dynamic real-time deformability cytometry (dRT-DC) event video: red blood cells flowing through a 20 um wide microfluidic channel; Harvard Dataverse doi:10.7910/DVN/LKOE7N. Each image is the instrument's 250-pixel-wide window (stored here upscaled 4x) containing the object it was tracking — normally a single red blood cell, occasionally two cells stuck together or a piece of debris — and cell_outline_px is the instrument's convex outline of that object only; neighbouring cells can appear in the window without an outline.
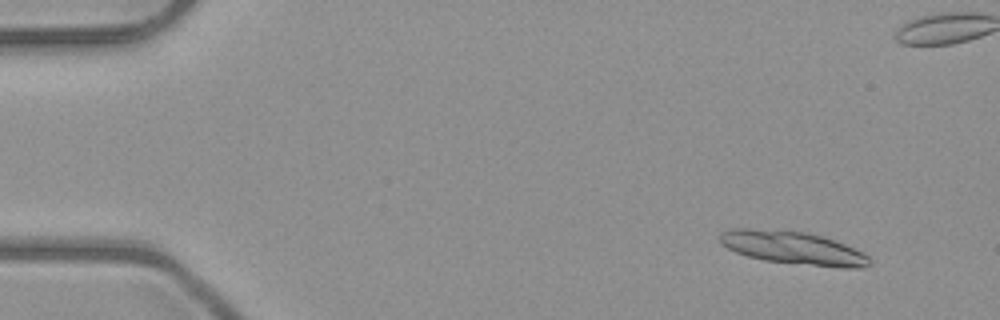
{"species": "common noctule bat (a hibernating species)", "species_latin": "Nyctalus noctula", "temperature_condition": "room temperature", "stored_images_in_passage": 24, "camera_frame_rate_fps": 3000, "um_per_image_px": 0.085, "animal": {"sex": "male", "body_mass_g": 23.1, "forearm_length_mm": 52.7}, "frame": {"image": 1, "passage_image": 4, "time_ms": 1.0, "image_size_px": [1000, 320], "cell_outline_px": [[872, 264], [864, 268], [840, 268], [764, 260], [748, 256], [736, 252], [720, 244], [720, 232], [728, 228], [780, 228], [808, 232], [824, 236], [844, 244], [868, 256], [872, 260]], "centroid_in_image_um": [67.39, 21.04], "position_along_channel_um": 17.6, "area_um2": 29.3}}